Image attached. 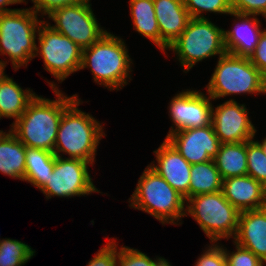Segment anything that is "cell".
<instances>
[{"label": "cell", "mask_w": 266, "mask_h": 266, "mask_svg": "<svg viewBox=\"0 0 266 266\" xmlns=\"http://www.w3.org/2000/svg\"><path fill=\"white\" fill-rule=\"evenodd\" d=\"M47 83L57 98L51 100L36 95L28 103L24 113L10 126L11 132L26 147L54 152L63 111L79 97L77 94L65 95L53 81L47 80Z\"/></svg>", "instance_id": "1"}, {"label": "cell", "mask_w": 266, "mask_h": 266, "mask_svg": "<svg viewBox=\"0 0 266 266\" xmlns=\"http://www.w3.org/2000/svg\"><path fill=\"white\" fill-rule=\"evenodd\" d=\"M83 101L76 98L61 117L54 146V154L80 159L94 164L100 140L106 136L104 126L91 114L78 108Z\"/></svg>", "instance_id": "2"}, {"label": "cell", "mask_w": 266, "mask_h": 266, "mask_svg": "<svg viewBox=\"0 0 266 266\" xmlns=\"http://www.w3.org/2000/svg\"><path fill=\"white\" fill-rule=\"evenodd\" d=\"M132 62L125 41L107 31L90 47L82 49L80 70L90 68L95 83L118 91L132 80Z\"/></svg>", "instance_id": "3"}, {"label": "cell", "mask_w": 266, "mask_h": 266, "mask_svg": "<svg viewBox=\"0 0 266 266\" xmlns=\"http://www.w3.org/2000/svg\"><path fill=\"white\" fill-rule=\"evenodd\" d=\"M128 200L130 208L150 214L163 225H181V220L185 217L184 197L149 165L138 179Z\"/></svg>", "instance_id": "4"}, {"label": "cell", "mask_w": 266, "mask_h": 266, "mask_svg": "<svg viewBox=\"0 0 266 266\" xmlns=\"http://www.w3.org/2000/svg\"><path fill=\"white\" fill-rule=\"evenodd\" d=\"M30 7L0 13V55L9 56L17 71L34 59L36 38L44 20Z\"/></svg>", "instance_id": "5"}, {"label": "cell", "mask_w": 266, "mask_h": 266, "mask_svg": "<svg viewBox=\"0 0 266 266\" xmlns=\"http://www.w3.org/2000/svg\"><path fill=\"white\" fill-rule=\"evenodd\" d=\"M205 88L213 101L244 93L266 95V78L249 58L225 53L218 57L214 72Z\"/></svg>", "instance_id": "6"}, {"label": "cell", "mask_w": 266, "mask_h": 266, "mask_svg": "<svg viewBox=\"0 0 266 266\" xmlns=\"http://www.w3.org/2000/svg\"><path fill=\"white\" fill-rule=\"evenodd\" d=\"M185 205V216L193 217L211 243L235 238L240 212L222 191L194 195Z\"/></svg>", "instance_id": "7"}, {"label": "cell", "mask_w": 266, "mask_h": 266, "mask_svg": "<svg viewBox=\"0 0 266 266\" xmlns=\"http://www.w3.org/2000/svg\"><path fill=\"white\" fill-rule=\"evenodd\" d=\"M187 73L198 62L227 53L223 29L209 18H190L180 36L169 46Z\"/></svg>", "instance_id": "8"}, {"label": "cell", "mask_w": 266, "mask_h": 266, "mask_svg": "<svg viewBox=\"0 0 266 266\" xmlns=\"http://www.w3.org/2000/svg\"><path fill=\"white\" fill-rule=\"evenodd\" d=\"M37 39L39 44L36 45L34 58L41 56L44 69L60 83L80 70L82 48L67 36L55 31L45 20L39 27Z\"/></svg>", "instance_id": "9"}, {"label": "cell", "mask_w": 266, "mask_h": 266, "mask_svg": "<svg viewBox=\"0 0 266 266\" xmlns=\"http://www.w3.org/2000/svg\"><path fill=\"white\" fill-rule=\"evenodd\" d=\"M91 162L56 156L52 174L40 189L46 199L52 196L71 198L99 192L89 173Z\"/></svg>", "instance_id": "10"}, {"label": "cell", "mask_w": 266, "mask_h": 266, "mask_svg": "<svg viewBox=\"0 0 266 266\" xmlns=\"http://www.w3.org/2000/svg\"><path fill=\"white\" fill-rule=\"evenodd\" d=\"M91 6L88 0L53 10L48 15V19L55 23L51 27L70 38L80 48L90 47L107 32L98 23Z\"/></svg>", "instance_id": "11"}, {"label": "cell", "mask_w": 266, "mask_h": 266, "mask_svg": "<svg viewBox=\"0 0 266 266\" xmlns=\"http://www.w3.org/2000/svg\"><path fill=\"white\" fill-rule=\"evenodd\" d=\"M212 100L200 90L186 89L177 93L168 106V115L173 124L166 136L180 130L211 125Z\"/></svg>", "instance_id": "12"}, {"label": "cell", "mask_w": 266, "mask_h": 266, "mask_svg": "<svg viewBox=\"0 0 266 266\" xmlns=\"http://www.w3.org/2000/svg\"><path fill=\"white\" fill-rule=\"evenodd\" d=\"M212 124L221 143L246 142L257 132L245 104L231 98L215 108L212 105Z\"/></svg>", "instance_id": "13"}, {"label": "cell", "mask_w": 266, "mask_h": 266, "mask_svg": "<svg viewBox=\"0 0 266 266\" xmlns=\"http://www.w3.org/2000/svg\"><path fill=\"white\" fill-rule=\"evenodd\" d=\"M166 139L191 165L212 160L221 146L213 124L176 131Z\"/></svg>", "instance_id": "14"}, {"label": "cell", "mask_w": 266, "mask_h": 266, "mask_svg": "<svg viewBox=\"0 0 266 266\" xmlns=\"http://www.w3.org/2000/svg\"><path fill=\"white\" fill-rule=\"evenodd\" d=\"M155 161L149 166L180 193L185 201L189 198L191 164L165 138L157 150L153 151Z\"/></svg>", "instance_id": "15"}, {"label": "cell", "mask_w": 266, "mask_h": 266, "mask_svg": "<svg viewBox=\"0 0 266 266\" xmlns=\"http://www.w3.org/2000/svg\"><path fill=\"white\" fill-rule=\"evenodd\" d=\"M234 20L232 30L223 29L225 48L227 53L250 58L258 45L261 33L260 20L255 17L258 15L240 14L231 12Z\"/></svg>", "instance_id": "16"}, {"label": "cell", "mask_w": 266, "mask_h": 266, "mask_svg": "<svg viewBox=\"0 0 266 266\" xmlns=\"http://www.w3.org/2000/svg\"><path fill=\"white\" fill-rule=\"evenodd\" d=\"M222 192L239 212L266 207V187L250 175L224 179Z\"/></svg>", "instance_id": "17"}, {"label": "cell", "mask_w": 266, "mask_h": 266, "mask_svg": "<svg viewBox=\"0 0 266 266\" xmlns=\"http://www.w3.org/2000/svg\"><path fill=\"white\" fill-rule=\"evenodd\" d=\"M233 241L266 263V207L240 212Z\"/></svg>", "instance_id": "18"}, {"label": "cell", "mask_w": 266, "mask_h": 266, "mask_svg": "<svg viewBox=\"0 0 266 266\" xmlns=\"http://www.w3.org/2000/svg\"><path fill=\"white\" fill-rule=\"evenodd\" d=\"M153 1L161 37V51L166 55V50L184 31L191 17L183 0Z\"/></svg>", "instance_id": "19"}, {"label": "cell", "mask_w": 266, "mask_h": 266, "mask_svg": "<svg viewBox=\"0 0 266 266\" xmlns=\"http://www.w3.org/2000/svg\"><path fill=\"white\" fill-rule=\"evenodd\" d=\"M36 95L30 88L22 89L13 78L8 77L0 84V120L3 117L13 118L15 123Z\"/></svg>", "instance_id": "20"}, {"label": "cell", "mask_w": 266, "mask_h": 266, "mask_svg": "<svg viewBox=\"0 0 266 266\" xmlns=\"http://www.w3.org/2000/svg\"><path fill=\"white\" fill-rule=\"evenodd\" d=\"M213 160L223 180L229 177L247 175V141L221 143Z\"/></svg>", "instance_id": "21"}, {"label": "cell", "mask_w": 266, "mask_h": 266, "mask_svg": "<svg viewBox=\"0 0 266 266\" xmlns=\"http://www.w3.org/2000/svg\"><path fill=\"white\" fill-rule=\"evenodd\" d=\"M26 146L10 132L0 143V172L24 181Z\"/></svg>", "instance_id": "22"}, {"label": "cell", "mask_w": 266, "mask_h": 266, "mask_svg": "<svg viewBox=\"0 0 266 266\" xmlns=\"http://www.w3.org/2000/svg\"><path fill=\"white\" fill-rule=\"evenodd\" d=\"M130 15L136 32L149 39L161 51V37L153 0H129Z\"/></svg>", "instance_id": "23"}, {"label": "cell", "mask_w": 266, "mask_h": 266, "mask_svg": "<svg viewBox=\"0 0 266 266\" xmlns=\"http://www.w3.org/2000/svg\"><path fill=\"white\" fill-rule=\"evenodd\" d=\"M55 157L53 152L26 147L24 181L40 190L53 172Z\"/></svg>", "instance_id": "24"}, {"label": "cell", "mask_w": 266, "mask_h": 266, "mask_svg": "<svg viewBox=\"0 0 266 266\" xmlns=\"http://www.w3.org/2000/svg\"><path fill=\"white\" fill-rule=\"evenodd\" d=\"M223 179L214 160L192 164L190 173L189 198L194 195L222 191Z\"/></svg>", "instance_id": "25"}, {"label": "cell", "mask_w": 266, "mask_h": 266, "mask_svg": "<svg viewBox=\"0 0 266 266\" xmlns=\"http://www.w3.org/2000/svg\"><path fill=\"white\" fill-rule=\"evenodd\" d=\"M33 256L35 250L25 242L4 238L0 243V266H23Z\"/></svg>", "instance_id": "26"}, {"label": "cell", "mask_w": 266, "mask_h": 266, "mask_svg": "<svg viewBox=\"0 0 266 266\" xmlns=\"http://www.w3.org/2000/svg\"><path fill=\"white\" fill-rule=\"evenodd\" d=\"M247 175L266 187V155L254 138L247 141Z\"/></svg>", "instance_id": "27"}, {"label": "cell", "mask_w": 266, "mask_h": 266, "mask_svg": "<svg viewBox=\"0 0 266 266\" xmlns=\"http://www.w3.org/2000/svg\"><path fill=\"white\" fill-rule=\"evenodd\" d=\"M191 18H207L204 12L230 15L232 7L230 0H183Z\"/></svg>", "instance_id": "28"}, {"label": "cell", "mask_w": 266, "mask_h": 266, "mask_svg": "<svg viewBox=\"0 0 266 266\" xmlns=\"http://www.w3.org/2000/svg\"><path fill=\"white\" fill-rule=\"evenodd\" d=\"M156 256L152 259L146 253L128 246H121L118 249L119 266H172L168 260Z\"/></svg>", "instance_id": "29"}, {"label": "cell", "mask_w": 266, "mask_h": 266, "mask_svg": "<svg viewBox=\"0 0 266 266\" xmlns=\"http://www.w3.org/2000/svg\"><path fill=\"white\" fill-rule=\"evenodd\" d=\"M235 246L234 252L227 250L224 245H221L226 257V266H265L257 256H255L250 250L238 245L233 241Z\"/></svg>", "instance_id": "30"}, {"label": "cell", "mask_w": 266, "mask_h": 266, "mask_svg": "<svg viewBox=\"0 0 266 266\" xmlns=\"http://www.w3.org/2000/svg\"><path fill=\"white\" fill-rule=\"evenodd\" d=\"M117 243L115 238L109 239L107 244L95 253L87 266H119Z\"/></svg>", "instance_id": "31"}, {"label": "cell", "mask_w": 266, "mask_h": 266, "mask_svg": "<svg viewBox=\"0 0 266 266\" xmlns=\"http://www.w3.org/2000/svg\"><path fill=\"white\" fill-rule=\"evenodd\" d=\"M213 243L205 248V252L198 257L194 266H226L223 247Z\"/></svg>", "instance_id": "32"}, {"label": "cell", "mask_w": 266, "mask_h": 266, "mask_svg": "<svg viewBox=\"0 0 266 266\" xmlns=\"http://www.w3.org/2000/svg\"><path fill=\"white\" fill-rule=\"evenodd\" d=\"M232 11L240 14L260 15L266 21V0H230Z\"/></svg>", "instance_id": "33"}, {"label": "cell", "mask_w": 266, "mask_h": 266, "mask_svg": "<svg viewBox=\"0 0 266 266\" xmlns=\"http://www.w3.org/2000/svg\"><path fill=\"white\" fill-rule=\"evenodd\" d=\"M34 4L31 9L34 10L38 15L41 13L44 15H49L53 10L76 3H84L88 0H31Z\"/></svg>", "instance_id": "34"}, {"label": "cell", "mask_w": 266, "mask_h": 266, "mask_svg": "<svg viewBox=\"0 0 266 266\" xmlns=\"http://www.w3.org/2000/svg\"><path fill=\"white\" fill-rule=\"evenodd\" d=\"M249 59L266 78V28L261 33L258 45Z\"/></svg>", "instance_id": "35"}, {"label": "cell", "mask_w": 266, "mask_h": 266, "mask_svg": "<svg viewBox=\"0 0 266 266\" xmlns=\"http://www.w3.org/2000/svg\"><path fill=\"white\" fill-rule=\"evenodd\" d=\"M20 3L21 2L19 0H0V13L14 11L16 9L6 8L5 6Z\"/></svg>", "instance_id": "36"}, {"label": "cell", "mask_w": 266, "mask_h": 266, "mask_svg": "<svg viewBox=\"0 0 266 266\" xmlns=\"http://www.w3.org/2000/svg\"><path fill=\"white\" fill-rule=\"evenodd\" d=\"M8 61L0 60V84L4 82L9 76L5 74V67Z\"/></svg>", "instance_id": "37"}, {"label": "cell", "mask_w": 266, "mask_h": 266, "mask_svg": "<svg viewBox=\"0 0 266 266\" xmlns=\"http://www.w3.org/2000/svg\"><path fill=\"white\" fill-rule=\"evenodd\" d=\"M256 141L260 144V146L262 147V149L264 151V154L266 155V137L264 139H262L261 143L258 140H256Z\"/></svg>", "instance_id": "38"}, {"label": "cell", "mask_w": 266, "mask_h": 266, "mask_svg": "<svg viewBox=\"0 0 266 266\" xmlns=\"http://www.w3.org/2000/svg\"><path fill=\"white\" fill-rule=\"evenodd\" d=\"M10 132H11V127H10L8 133L4 132L3 130H0V143Z\"/></svg>", "instance_id": "39"}, {"label": "cell", "mask_w": 266, "mask_h": 266, "mask_svg": "<svg viewBox=\"0 0 266 266\" xmlns=\"http://www.w3.org/2000/svg\"><path fill=\"white\" fill-rule=\"evenodd\" d=\"M19 1H20L21 3H24V2H25V4H27V3H26V0H19Z\"/></svg>", "instance_id": "40"}]
</instances>
